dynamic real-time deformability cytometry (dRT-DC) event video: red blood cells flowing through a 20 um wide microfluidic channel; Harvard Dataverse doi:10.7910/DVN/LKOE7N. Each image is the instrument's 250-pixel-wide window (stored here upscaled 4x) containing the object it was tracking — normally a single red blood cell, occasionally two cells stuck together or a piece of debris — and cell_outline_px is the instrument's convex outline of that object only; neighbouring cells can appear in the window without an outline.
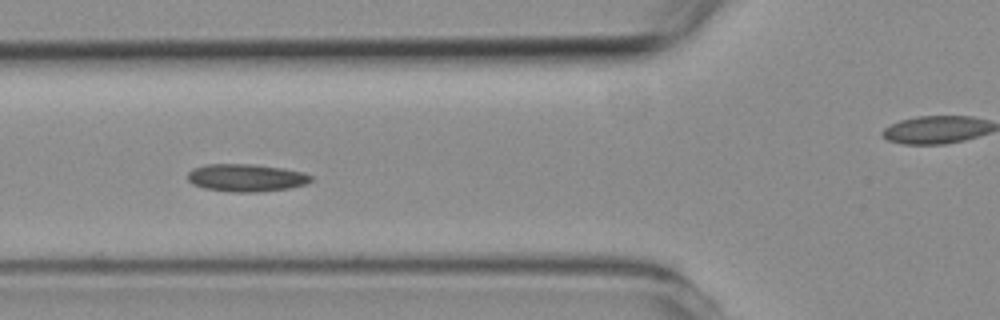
{"species": "common noctule bat (a hibernating species)", "species_latin": "Nyctalus noctula", "temperature_condition": "room temperature", "stored_images_in_passage": 9, "segment_of_instrument_passage": [1, 2], "camera_frame_rate_fps": 3000, "um_per_image_px": 0.085, "animal": {"sex": "female", "body_mass_g": 19.3, "forearm_length_mm": 54.1}, "frame": {"image": 1, "passage_image": 6, "time_ms": 6.0, "image_size_px": [1000, 320], "cell_outline_px": [[312, 180], [304, 184], [288, 188], [260, 192], [232, 192], [204, 188], [192, 184], [188, 180], [188, 172], [192, 168], [204, 164], [256, 164], [284, 168], [304, 172], [312, 176]], "centroid_in_image_um": [20.91, 15.1], "position_along_channel_um": 104.9, "area_um2": 20.0}}
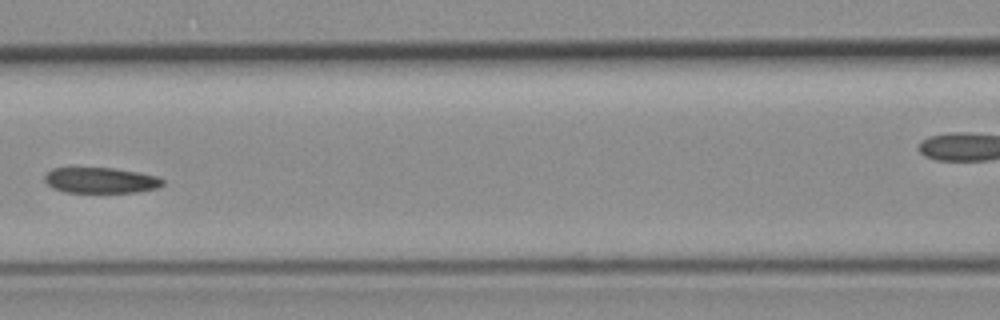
{"frame": {"image": 2, "passage_image": 7, "time_ms": 7.333, "image_size_px": [1000, 320], "cell_outline_px": [[164, 184], [156, 188], [136, 192], [64, 192], [52, 188], [44, 180], [44, 176], [52, 168], [112, 168], [140, 172], [156, 176], [164, 180]], "centroid_in_image_um": [8.55, 15.32], "position_along_channel_um": 158.0, "area_um2": 17.63}}
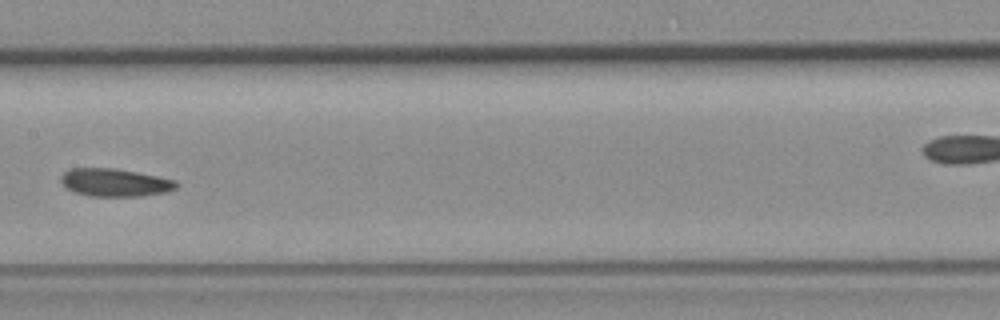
{"frame": {"image": 3, "passage_image": 8, "time_ms": 8.333, "image_size_px": [1000, 320], "cell_outline_px": [[180, 184], [176, 188], [168, 192], [140, 196], [92, 196], [76, 192], [68, 188], [60, 180], [60, 176], [64, 172], [72, 168], [116, 168], [176, 180]], "centroid_in_image_um": [9.81, 15.51], "position_along_channel_um": 197.6, "area_um2": 18.67}}